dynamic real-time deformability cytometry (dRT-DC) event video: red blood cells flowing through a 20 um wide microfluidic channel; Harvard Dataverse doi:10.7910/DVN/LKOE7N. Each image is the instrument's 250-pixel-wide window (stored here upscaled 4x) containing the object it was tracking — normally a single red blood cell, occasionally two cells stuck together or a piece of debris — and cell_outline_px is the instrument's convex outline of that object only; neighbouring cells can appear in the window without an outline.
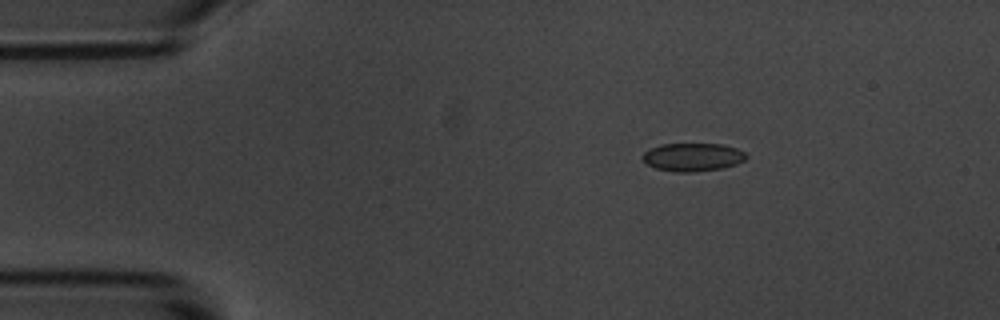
{"species": "common noctule bat (a hibernating species)", "species_latin": "Nyctalus noctula", "temperature_condition": "room temperature", "stored_images_in_passage": 5, "camera_frame_rate_fps": 3000, "um_per_image_px": 0.085, "animal": {"sex": "male", "body_mass_g": 20.1, "forearm_length_mm": 53.5}, "frame": {"image": 1, "passage_image": 3, "time_ms": 2.333, "image_size_px": [1000, 320], "cell_outline_px": [[748, 156], [744, 160], [736, 164], [720, 168], [692, 172], [676, 172], [656, 168], [648, 164], [640, 156], [648, 148], [660, 144], [720, 144], [736, 148], [744, 152]], "centroid_in_image_um": [58.84, 13.34], "position_along_channel_um": 26.2, "area_um2": 16.94}}